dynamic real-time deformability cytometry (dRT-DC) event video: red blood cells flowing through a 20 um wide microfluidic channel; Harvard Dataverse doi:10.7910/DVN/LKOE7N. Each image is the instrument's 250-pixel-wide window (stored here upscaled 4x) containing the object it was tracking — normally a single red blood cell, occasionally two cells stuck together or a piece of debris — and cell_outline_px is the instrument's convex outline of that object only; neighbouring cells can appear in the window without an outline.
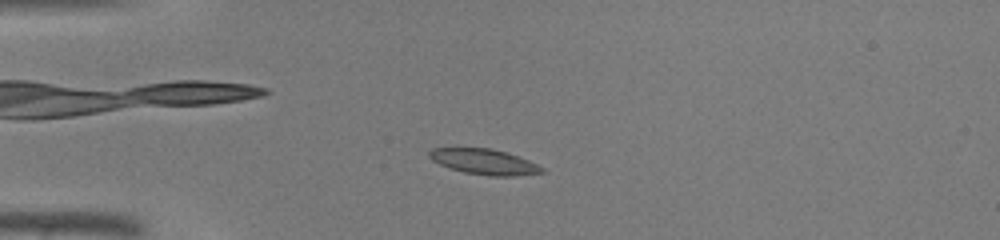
{"species": "common noctule bat (a hibernating species)", "species_latin": "Nyctalus noctula", "temperature_condition": "warm", "stored_images_in_passage": 41, "camera_frame_rate_fps": 3000, "um_per_image_px": 0.085, "animal": {"sex": "male", "body_mass_g": 19.0, "forearm_length_mm": 50.8}, "frame": {"image": 1, "passage_image": 8, "time_ms": 2.333, "image_size_px": [1000, 240], "cell_outline_px": [[544, 172], [512, 176], [488, 176], [464, 172], [448, 168], [432, 160], [428, 156], [428, 152], [432, 148], [492, 148], [528, 160], [544, 168]], "centroid_in_image_um": [41.11, 13.75], "position_along_channel_um": 43.9, "area_um2": 16.59}}
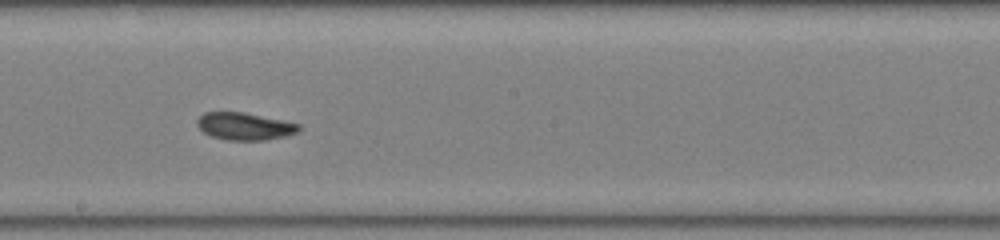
{"frame": {"image": 2, "passage_image": 22, "time_ms": 7.0, "image_size_px": [1000, 240], "cell_outline_px": [[300, 132], [284, 136], [264, 140], [228, 140], [212, 136], [204, 132], [196, 124], [196, 120], [204, 112], [244, 112], [284, 120], [300, 124]], "centroid_in_image_um": [20.81, 10.72], "position_along_channel_um": 227.4, "area_um2": 16.24}}
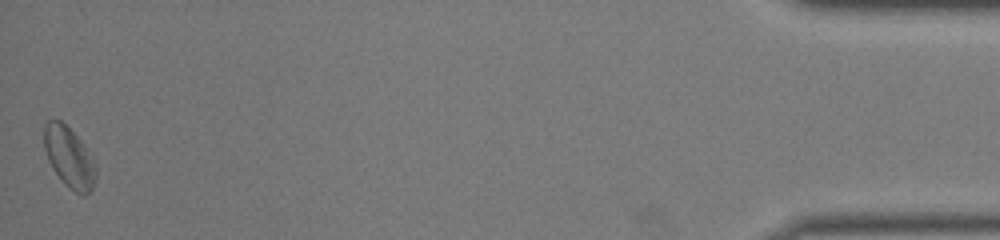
{"frame": {"image": 3, "passage_image": 41, "time_ms": 13.333, "image_size_px": [1000, 240], "cell_outline_px": [[96, 176], [92, 188], [84, 196], [80, 196], [64, 184], [52, 168], [48, 160], [44, 148], [44, 124], [48, 120], [60, 120], [84, 144], [96, 168]], "centroid_in_image_um": [5.86, 13.39], "position_along_channel_um": 429.3, "area_um2": 18.09}}